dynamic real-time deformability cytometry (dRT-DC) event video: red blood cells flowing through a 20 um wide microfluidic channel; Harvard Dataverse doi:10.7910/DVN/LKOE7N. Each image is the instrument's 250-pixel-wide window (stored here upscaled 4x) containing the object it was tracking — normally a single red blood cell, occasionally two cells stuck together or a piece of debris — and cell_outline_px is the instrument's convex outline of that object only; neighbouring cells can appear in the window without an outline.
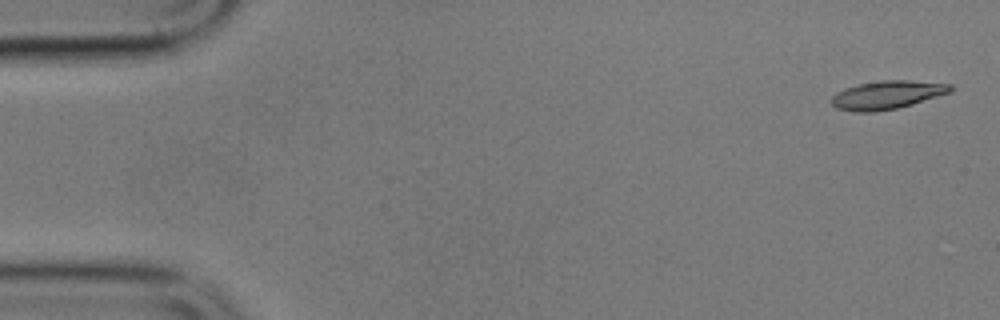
{"species": "common noctule bat (a hibernating species)", "species_latin": "Nyctalus noctula", "temperature_condition": "cold", "stored_images_in_passage": 6, "camera_frame_rate_fps": 3000, "um_per_image_px": 0.085, "animal": {"sex": "male", "body_mass_g": 17.9}, "frame": {"image": 1, "passage_image": 1, "time_ms": 0.0, "image_size_px": [1000, 320], "cell_outline_px": [[956, 88], [952, 92], [912, 104], [896, 108], [876, 112], [856, 112], [836, 108], [832, 104], [832, 96], [836, 92], [844, 88], [856, 84], [880, 80], [908, 80], [952, 84]], "centroid_in_image_um": [75.42, 8.06], "position_along_channel_um": 9.6, "area_um2": 19.88}}